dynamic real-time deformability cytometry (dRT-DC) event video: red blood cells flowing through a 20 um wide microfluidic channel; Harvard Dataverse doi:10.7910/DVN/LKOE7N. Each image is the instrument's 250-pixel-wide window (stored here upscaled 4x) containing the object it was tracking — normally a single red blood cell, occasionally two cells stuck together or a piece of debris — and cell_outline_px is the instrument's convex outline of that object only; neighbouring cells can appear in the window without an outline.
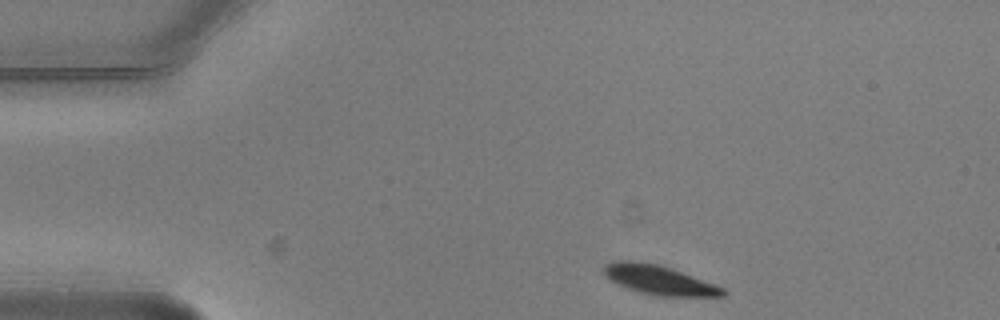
{"species": "common noctule bat (a hibernating species)", "species_latin": "Nyctalus noctula", "temperature_condition": "warm", "stored_images_in_passage": 3, "camera_frame_rate_fps": 3000, "um_per_image_px": 0.085, "animal": {"sex": "male", "body_mass_g": 20.5, "forearm_length_mm": 52.5}, "frame": {"image": 1, "passage_image": 1, "time_ms": 0.0, "image_size_px": [1000, 320], "cell_outline_px": [[728, 292], [724, 296], [656, 296], [640, 292], [616, 284], [604, 276], [604, 268], [608, 264], [616, 260], [632, 260], [656, 264], [716, 284], [724, 288]], "centroid_in_image_um": [56.02, 23.81], "position_along_channel_um": 29.0, "area_um2": 20.11}}